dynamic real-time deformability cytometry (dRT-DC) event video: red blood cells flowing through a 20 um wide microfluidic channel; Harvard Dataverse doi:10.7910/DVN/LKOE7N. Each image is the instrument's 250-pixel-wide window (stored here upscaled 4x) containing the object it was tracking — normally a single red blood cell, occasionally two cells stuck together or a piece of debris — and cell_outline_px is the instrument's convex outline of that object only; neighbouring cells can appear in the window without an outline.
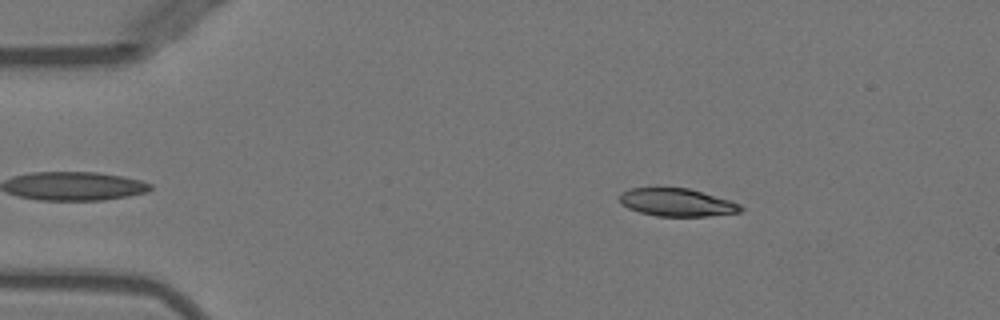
{"species": "Egyptian fruit bat (a non-hibernating species)", "species_latin": "Rousettus aegyptiacus", "temperature_condition": "warm", "stored_images_in_passage": 39, "camera_frame_rate_fps": 3000, "um_per_image_px": 0.085, "animal": {"sex": "female"}, "frame": {"image": 1, "passage_image": 4, "time_ms": 1.0, "image_size_px": [1000, 320], "cell_outline_px": [[744, 208], [740, 212], [708, 216], [656, 216], [640, 212], [628, 208], [620, 204], [620, 192], [632, 188], [688, 188], [728, 200], [740, 204]], "centroid_in_image_um": [57.51, 17.21], "position_along_channel_um": 27.5, "area_um2": 19.48}}
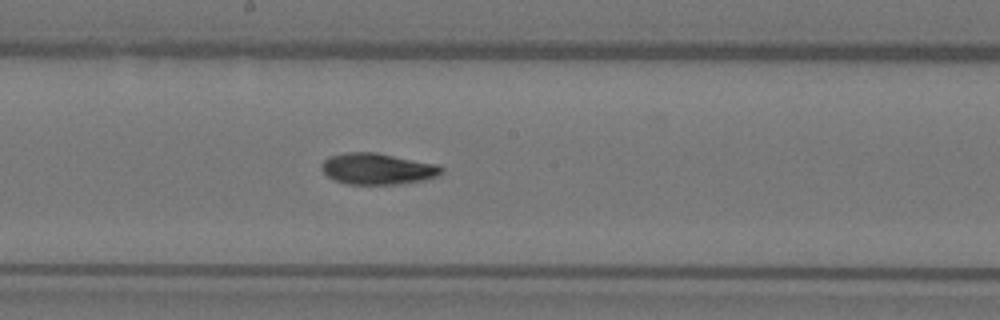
{"frame": {"image": 2, "passage_image": 23, "time_ms": 7.333, "image_size_px": [1000, 320], "cell_outline_px": [[444, 172], [440, 176], [424, 180], [400, 184], [348, 184], [336, 180], [328, 176], [320, 168], [320, 164], [328, 156], [344, 152], [376, 152], [440, 164], [444, 168]], "centroid_in_image_um": [32.14, 14.34], "position_along_channel_um": 216.1, "area_um2": 22.25}}
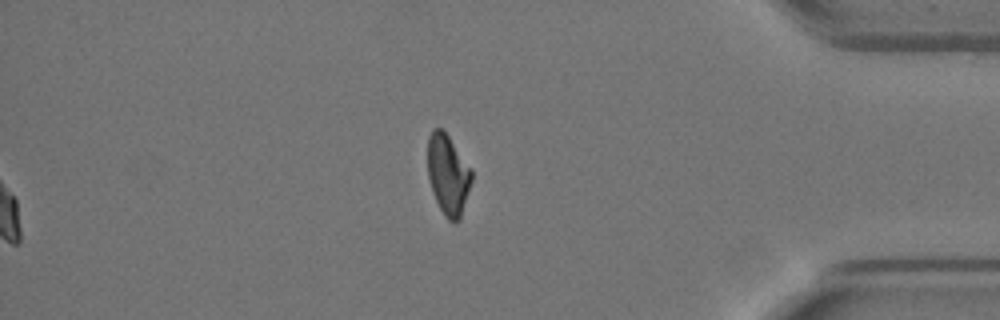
{"frame": {"image": 3, "passage_image": 39, "time_ms": 12.667, "image_size_px": [1000, 320], "cell_outline_px": [[472, 180], [460, 220], [448, 220], [444, 216], [432, 192], [428, 176], [428, 136], [432, 128], [440, 128], [448, 136], [472, 168]], "centroid_in_image_um": [38.08, 14.83], "position_along_channel_um": 397.1, "area_um2": 20.52}, "authors_computed_cell_mechanics": {"area_um2": 21.4438, "velocity_mm_per_s": 3.9864, "shape_relaxation_time_tau1_ms": 6.9916, "shape_relaxation_time_tau2_ms": 4.8128, "deformation_change_tau1": 0.2429, "deformation_change_tau2": 0.1122}}